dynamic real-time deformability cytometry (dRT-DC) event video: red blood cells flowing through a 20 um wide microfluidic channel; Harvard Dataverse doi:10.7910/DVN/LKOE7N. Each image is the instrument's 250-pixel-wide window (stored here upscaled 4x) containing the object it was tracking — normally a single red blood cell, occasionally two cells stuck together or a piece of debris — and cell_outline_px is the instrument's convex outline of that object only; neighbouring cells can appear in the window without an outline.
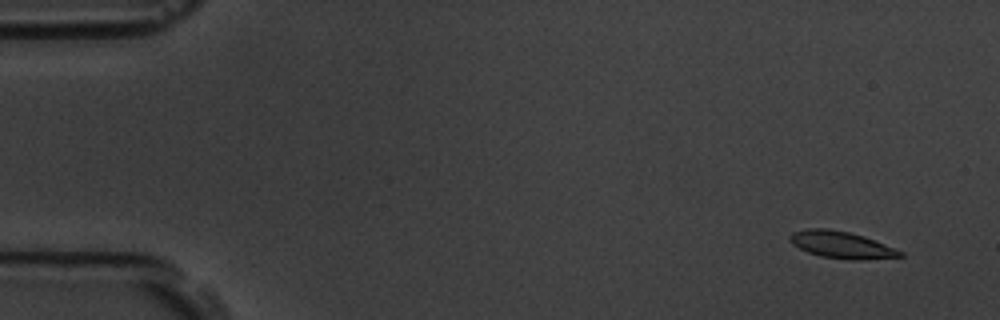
{"species": "common noctule bat (a hibernating species)", "species_latin": "Nyctalus noctula", "temperature_condition": "room temperature", "stored_images_in_passage": 6, "camera_frame_rate_fps": 3000, "um_per_image_px": 0.085, "animal": {"sex": "male", "body_mass_g": 19.5, "forearm_length_mm": 54.6}, "frame": {"image": 1, "passage_image": 1, "time_ms": 0.0, "image_size_px": [1000, 320], "cell_outline_px": [[904, 256], [860, 260], [848, 260], [820, 256], [808, 252], [792, 244], [788, 240], [788, 236], [792, 232], [808, 228], [828, 228], [848, 232], [864, 236], [904, 252]], "centroid_in_image_um": [71.49, 20.81], "position_along_channel_um": 13.5, "area_um2": 17.34}}
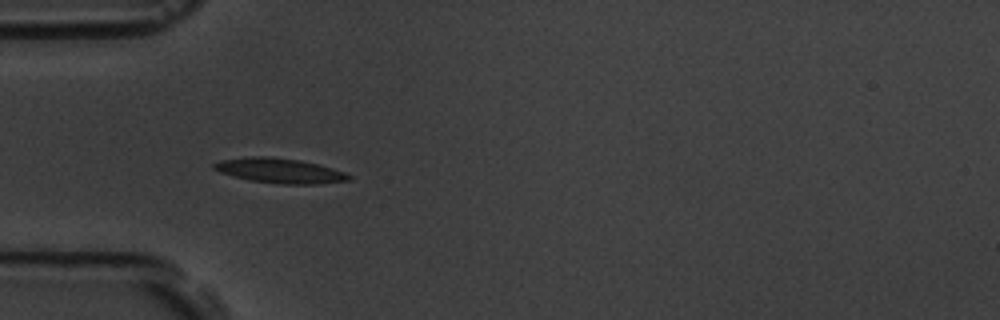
{"frame": {"image": 2, "passage_image": 5, "time_ms": 1.333, "image_size_px": [1000, 320], "cell_outline_px": [[352, 180], [316, 184], [284, 184], [252, 180], [220, 172], [212, 168], [212, 164], [220, 160], [252, 156], [272, 156], [300, 160], [332, 168], [344, 172], [352, 176]], "centroid_in_image_um": [23.8, 14.5], "position_along_channel_um": 61.2, "area_um2": 19.36}}
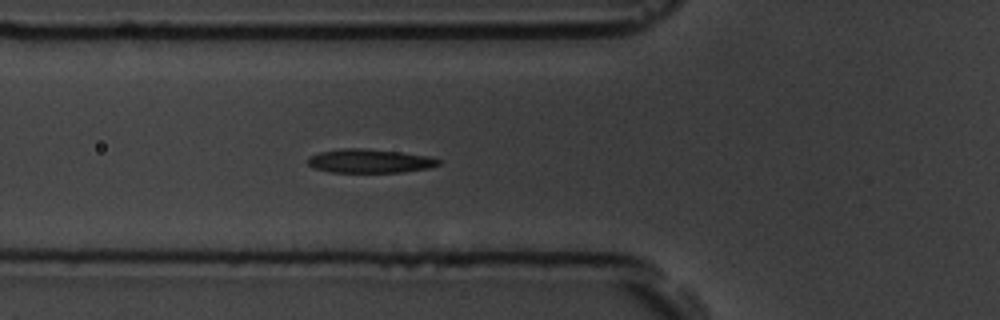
{"frame": {"image": 3, "passage_image": 6, "time_ms": 1.667, "image_size_px": [1000, 320], "cell_outline_px": [[444, 160], [440, 164], [428, 168], [404, 172], [328, 172], [316, 168], [308, 164], [308, 156], [320, 152], [344, 148], [364, 148], [400, 152], [428, 156]], "centroid_in_image_um": [31.46, 13.68], "position_along_channel_um": 94.3, "area_um2": 18.15}}